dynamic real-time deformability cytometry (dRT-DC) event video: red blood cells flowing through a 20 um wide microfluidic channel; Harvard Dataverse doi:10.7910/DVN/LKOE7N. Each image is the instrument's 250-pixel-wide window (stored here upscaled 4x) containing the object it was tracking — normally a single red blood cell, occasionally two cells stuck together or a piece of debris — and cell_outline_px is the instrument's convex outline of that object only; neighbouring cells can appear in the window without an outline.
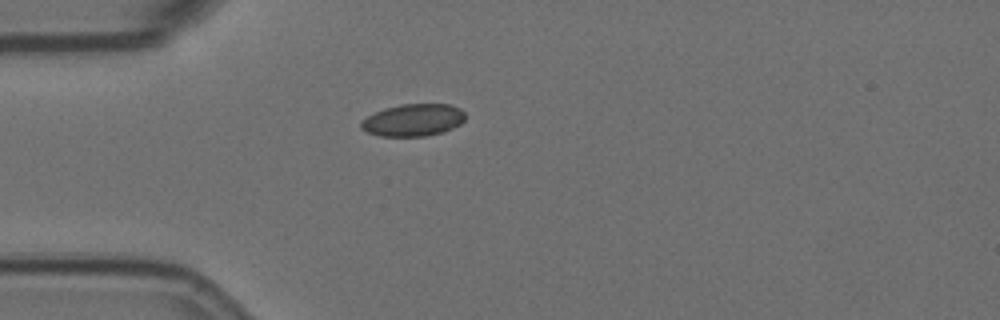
{"species": "Egyptian fruit bat (a non-hibernating species)", "species_latin": "Rousettus aegyptiacus", "temperature_condition": "room temperature", "stored_images_in_passage": 43, "camera_frame_rate_fps": 3000, "um_per_image_px": 0.085, "animal": {"sex": "female"}, "frame": {"image": 1, "passage_image": 1, "time_ms": 0.0, "image_size_px": [1000, 320], "cell_outline_px": [[464, 120], [460, 124], [444, 132], [424, 136], [380, 136], [368, 132], [360, 128], [360, 120], [384, 108], [400, 104], [448, 104], [460, 108], [464, 112]], "centroid_in_image_um": [35.11, 10.2], "position_along_channel_um": 49.9, "area_um2": 19.59}}
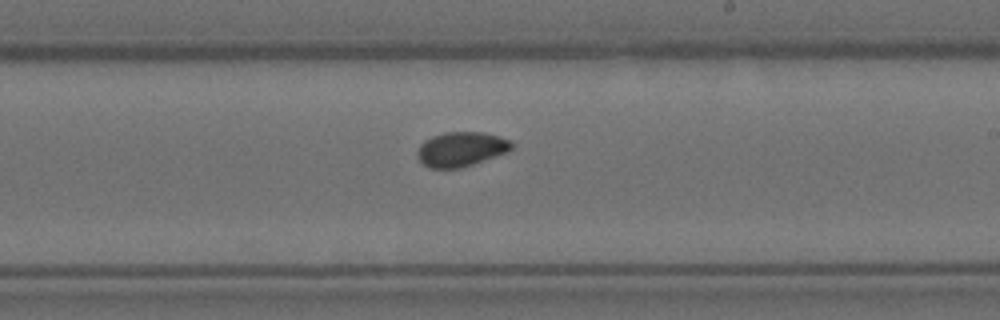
{"frame": {"image": 2, "passage_image": 19, "time_ms": 6.0, "image_size_px": [1000, 320], "cell_outline_px": [[512, 148], [504, 152], [472, 164], [460, 168], [428, 168], [416, 156], [416, 152], [420, 144], [424, 140], [432, 136], [444, 132], [484, 132], [500, 136], [508, 140], [512, 144]], "centroid_in_image_um": [39.12, 12.66], "position_along_channel_um": 249.9, "area_um2": 18.79}}
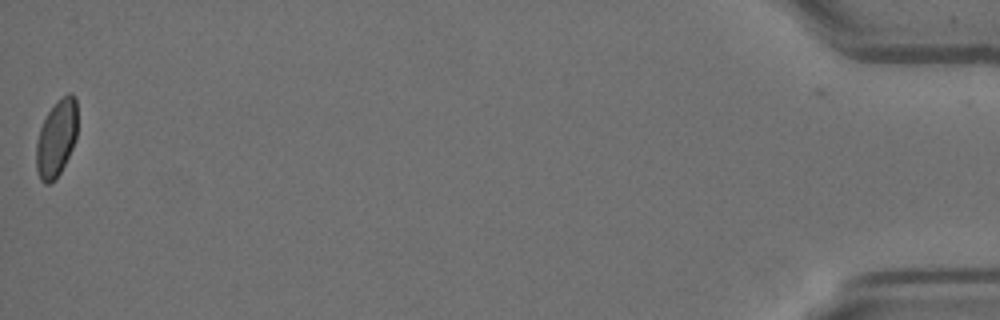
{"frame": {"image": 3, "passage_image": 43, "time_ms": 14.0, "image_size_px": [1000, 320], "cell_outline_px": [[76, 136], [72, 148], [56, 180], [48, 184], [44, 184], [40, 180], [36, 168], [36, 140], [40, 128], [48, 112], [56, 100], [68, 92], [72, 92], [76, 96]], "centroid_in_image_um": [4.78, 11.74], "position_along_channel_um": 430.4, "area_um2": 18.55}, "authors_computed_cell_mechanics": {"area_um2": 19.074, "velocity_mm_per_s": 3.5035, "shape_relaxation_time_tau1_ms": 9.6263, "shape_relaxation_time_tau2_ms": 1.2345, "deformation_change_tau1": 0.126, "deformation_change_tau2": 0.027}}